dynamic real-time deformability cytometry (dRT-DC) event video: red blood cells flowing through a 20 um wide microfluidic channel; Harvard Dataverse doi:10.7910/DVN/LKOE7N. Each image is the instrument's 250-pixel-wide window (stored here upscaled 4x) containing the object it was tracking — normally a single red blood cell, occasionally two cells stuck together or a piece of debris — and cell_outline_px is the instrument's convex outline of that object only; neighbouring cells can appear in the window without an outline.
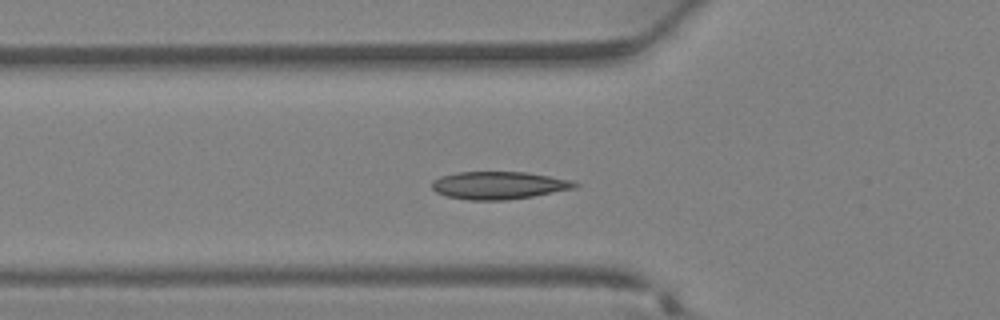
{"species": "Egyptian fruit bat (a non-hibernating species)", "species_latin": "Rousettus aegyptiacus", "temperature_condition": "warm", "stored_images_in_passage": 37, "camera_frame_rate_fps": 3000, "um_per_image_px": 0.085, "animal": {"sex": "female"}, "frame": {"image": 1, "passage_image": 12, "time_ms": 3.667, "image_size_px": [1000, 320], "cell_outline_px": [[580, 184], [576, 188], [532, 196], [504, 200], [468, 200], [448, 196], [436, 192], [432, 188], [432, 180], [440, 176], [456, 172], [528, 172], [576, 180]], "centroid_in_image_um": [42.44, 15.74], "position_along_channel_um": 83.4, "area_um2": 23.24}}
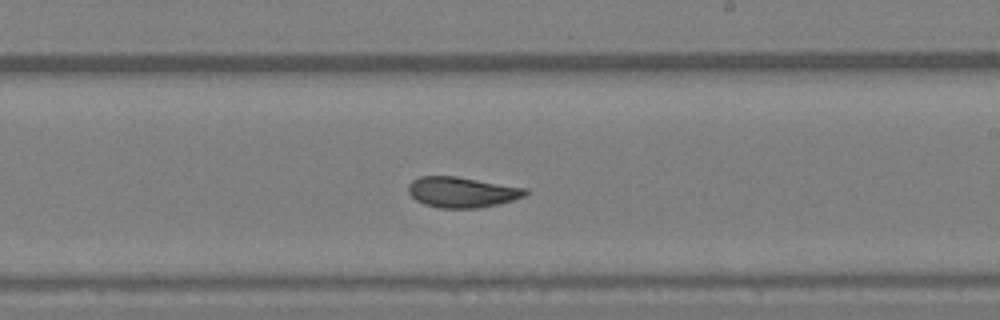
{"frame": {"image": 2, "passage_image": 21, "time_ms": 6.667, "image_size_px": [1000, 320], "cell_outline_px": [[528, 192], [524, 196], [512, 200], [496, 204], [476, 208], [440, 208], [424, 204], [416, 200], [408, 192], [408, 184], [412, 180], [420, 176], [456, 176], [528, 188]], "centroid_in_image_um": [39.25, 16.32], "position_along_channel_um": 249.8, "area_um2": 20.81}}
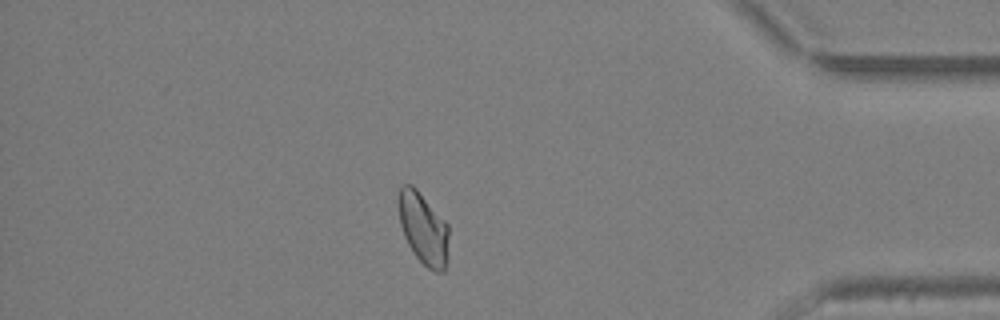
{"frame": {"image": 3, "passage_image": 31, "time_ms": 10.0, "image_size_px": [1000, 320], "cell_outline_px": [[448, 260], [444, 272], [436, 272], [428, 268], [416, 256], [408, 244], [404, 236], [400, 224], [396, 200], [400, 184], [412, 184], [416, 188], [448, 224]], "centroid_in_image_um": [35.96, 19.39], "position_along_channel_um": 399.2, "area_um2": 21.39}}